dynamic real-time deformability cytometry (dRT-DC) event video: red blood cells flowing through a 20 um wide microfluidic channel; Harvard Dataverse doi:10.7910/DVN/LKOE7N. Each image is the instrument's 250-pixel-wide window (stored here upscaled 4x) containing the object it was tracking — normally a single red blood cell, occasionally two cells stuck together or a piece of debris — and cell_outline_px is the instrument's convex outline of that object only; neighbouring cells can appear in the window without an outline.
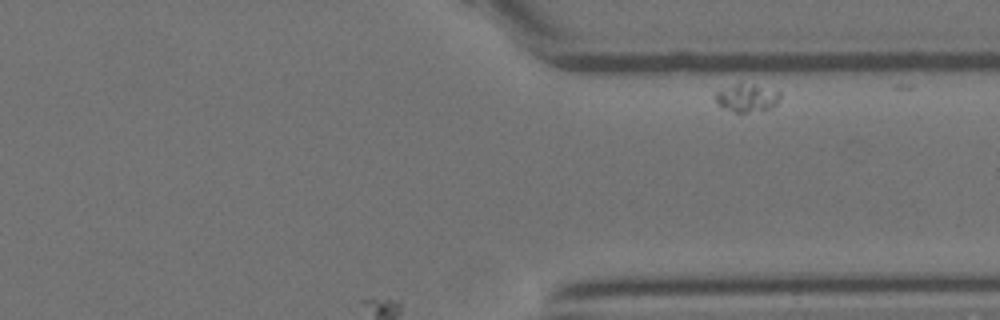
{"species": "Egyptian fruit bat (a non-hibernating species)", "species_latin": "Rousettus aegyptiacus", "temperature_condition": "room temperature", "stored_images_in_passage": 23, "camera_frame_rate_fps": 3000, "um_per_image_px": 0.085, "animal": {"sex": "female"}, "frame": {"image": 1, "passage_image": 23, "time_ms": 7.333, "image_size_px": [1000, 320], "cell_outline_px": [[780, 96], [776, 104], [772, 108], [748, 112], [732, 112], [716, 104], [716, 92], [736, 84], [752, 84], [780, 92]], "centroid_in_image_um": [63.48, 8.34], "position_along_channel_um": 347.9, "area_um2": 10.23}}